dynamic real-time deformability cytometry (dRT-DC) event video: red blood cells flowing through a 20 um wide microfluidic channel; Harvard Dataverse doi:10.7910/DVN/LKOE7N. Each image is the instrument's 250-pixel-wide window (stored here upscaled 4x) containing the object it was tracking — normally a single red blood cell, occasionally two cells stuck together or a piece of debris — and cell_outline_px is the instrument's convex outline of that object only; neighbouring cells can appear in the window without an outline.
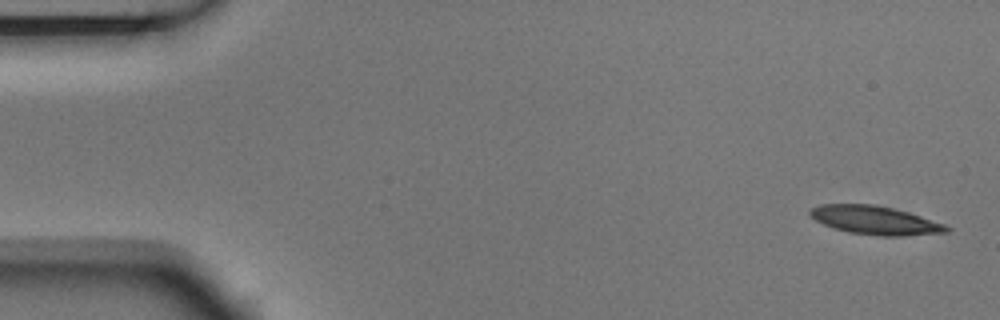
{"species": "Egyptian fruit bat (a non-hibernating species)", "species_latin": "Rousettus aegyptiacus", "temperature_condition": "room temperature", "stored_images_in_passage": 3, "camera_frame_rate_fps": 3000, "um_per_image_px": 0.085, "animal": {"sex": "male"}, "frame": {"image": 1, "passage_image": 1, "time_ms": 0.0, "image_size_px": [1000, 320], "cell_outline_px": [[952, 228], [948, 232], [904, 236], [880, 236], [848, 232], [824, 224], [816, 220], [808, 212], [812, 208], [820, 204], [872, 204], [892, 208], [908, 212], [944, 224]], "centroid_in_image_um": [74.4, 18.72], "position_along_channel_um": 10.6, "area_um2": 22.48}}